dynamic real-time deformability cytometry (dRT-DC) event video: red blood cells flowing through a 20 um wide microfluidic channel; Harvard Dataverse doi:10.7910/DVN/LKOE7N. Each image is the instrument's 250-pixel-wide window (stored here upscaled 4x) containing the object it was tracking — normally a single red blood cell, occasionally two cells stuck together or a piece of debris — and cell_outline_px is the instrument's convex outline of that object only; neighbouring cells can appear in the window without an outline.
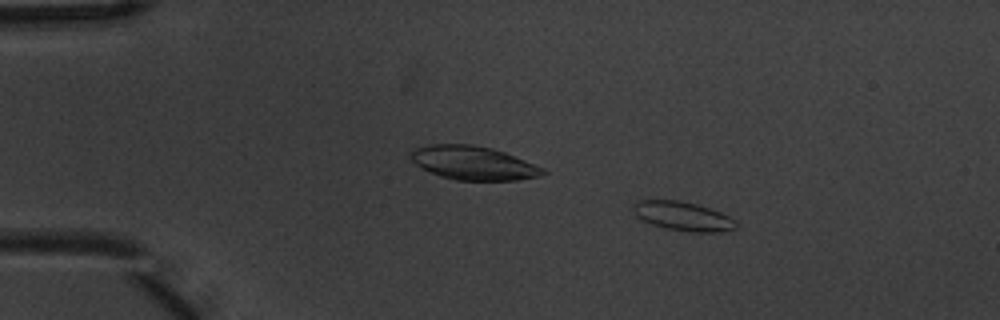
{"species": "common noctule bat (a hibernating species)", "species_latin": "Nyctalus noctula", "temperature_condition": "warm", "stored_images_in_passage": 5, "camera_frame_rate_fps": 3000, "um_per_image_px": 0.085, "animal": {"sex": "male", "body_mass_g": 20.1, "forearm_length_mm": 53.5}, "frame": {"image": 1, "passage_image": 2, "time_ms": 0.333, "image_size_px": [1000, 320], "cell_outline_px": [[736, 228], [720, 232], [688, 232], [664, 228], [652, 224], [636, 216], [632, 208], [640, 200], [680, 200], [696, 204], [720, 212], [736, 220]], "centroid_in_image_um": [58.06, 18.38], "position_along_channel_um": 26.9, "area_um2": 17.28}}